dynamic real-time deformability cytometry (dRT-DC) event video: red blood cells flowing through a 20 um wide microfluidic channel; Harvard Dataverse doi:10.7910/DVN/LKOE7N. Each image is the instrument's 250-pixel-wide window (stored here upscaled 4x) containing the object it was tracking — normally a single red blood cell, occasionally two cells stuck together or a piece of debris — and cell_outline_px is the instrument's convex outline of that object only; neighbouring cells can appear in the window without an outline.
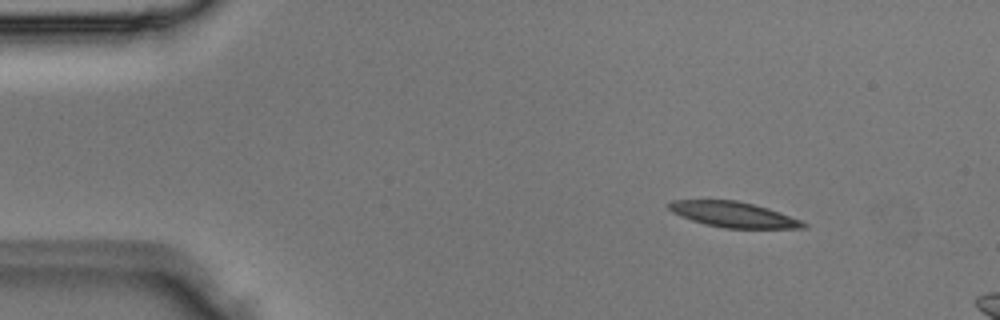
{"species": "Egyptian fruit bat (a non-hibernating species)", "species_latin": "Rousettus aegyptiacus", "temperature_condition": "room temperature", "stored_images_in_passage": 3, "camera_frame_rate_fps": 3000, "um_per_image_px": 0.085, "animal": {"sex": "male"}, "frame": {"image": 1, "passage_image": 1, "time_ms": 0.0, "image_size_px": [1000, 320], "cell_outline_px": [[808, 228], [724, 228], [692, 220], [672, 212], [668, 208], [668, 204], [672, 200], [736, 200], [768, 208], [800, 220], [808, 224]], "centroid_in_image_um": [62.35, 18.23], "position_along_channel_um": 22.6, "area_um2": 19.65}}